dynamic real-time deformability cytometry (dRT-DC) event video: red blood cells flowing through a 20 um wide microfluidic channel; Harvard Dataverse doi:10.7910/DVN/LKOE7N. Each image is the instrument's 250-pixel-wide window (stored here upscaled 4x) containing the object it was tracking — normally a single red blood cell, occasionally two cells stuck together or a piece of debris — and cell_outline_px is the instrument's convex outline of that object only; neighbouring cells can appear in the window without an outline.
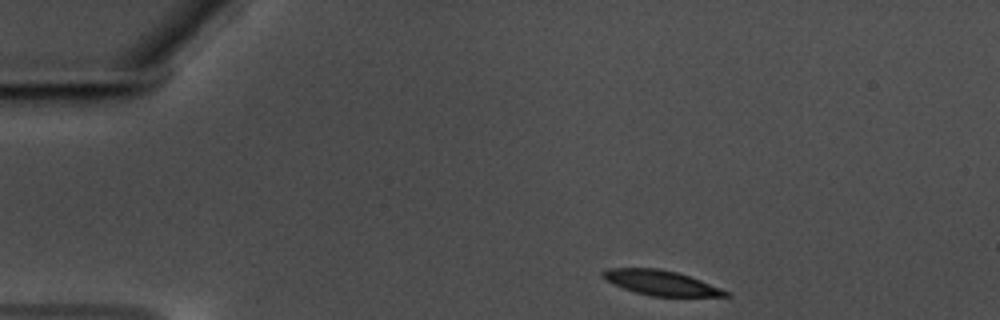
{"species": "common noctule bat (a hibernating species)", "species_latin": "Nyctalus noctula", "temperature_condition": "warm", "stored_images_in_passage": 42, "camera_frame_rate_fps": 3000, "um_per_image_px": 0.085, "animal": {"sex": "male", "body_mass_g": 17.5, "forearm_length_mm": 52.3}, "frame": {"image": 1, "passage_image": 1, "time_ms": 0.0, "image_size_px": [1000, 320], "cell_outline_px": [[732, 296], [652, 296], [636, 292], [624, 288], [600, 276], [600, 272], [608, 268], [660, 268], [676, 272], [700, 280], [732, 292]], "centroid_in_image_um": [56.21, 24.03], "position_along_channel_um": 28.8, "area_um2": 17.63}}
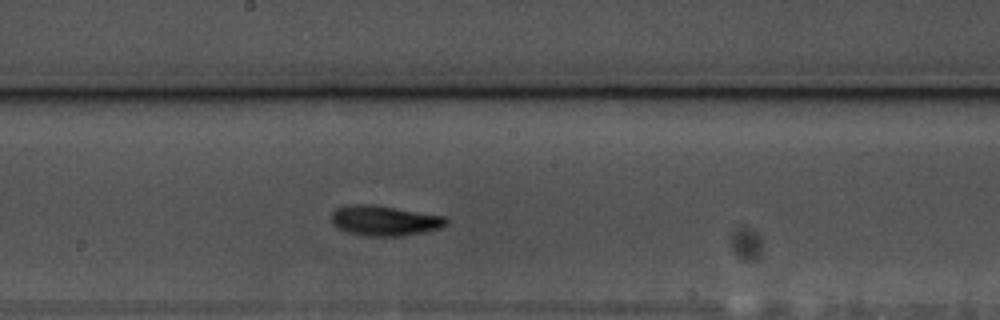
{"frame": {"image": 2, "passage_image": 23, "time_ms": 7.333, "image_size_px": [1000, 320], "cell_outline_px": [[448, 224], [440, 228], [424, 232], [400, 236], [368, 236], [348, 232], [336, 228], [332, 224], [332, 212], [336, 208], [348, 204], [372, 204], [444, 216], [448, 220]], "centroid_in_image_um": [32.66, 18.75], "position_along_channel_um": 215.5, "area_um2": 20.23}}
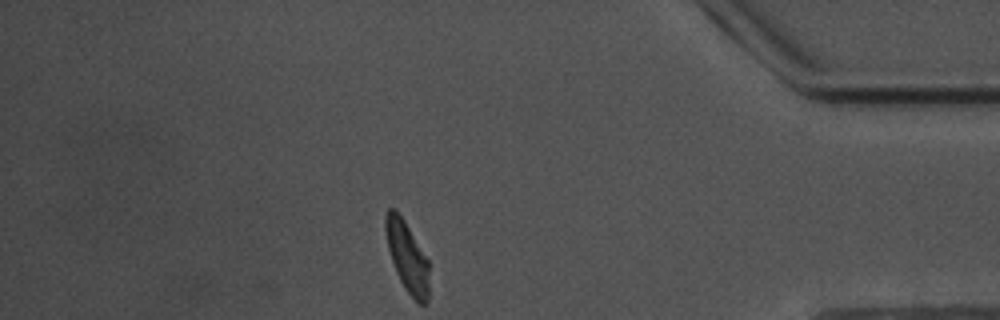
{"frame": {"image": 3, "passage_image": 42, "time_ms": 13.667, "image_size_px": [1000, 320], "cell_outline_px": [[428, 304], [420, 304], [404, 288], [396, 272], [388, 248], [384, 228], [384, 216], [388, 208], [396, 208], [404, 220], [428, 260]], "centroid_in_image_um": [34.58, 21.78], "position_along_channel_um": 400.6, "area_um2": 17.74}, "authors_computed_cell_mechanics": {"area_um2": 19.0162, "velocity_mm_per_s": 3.4742, "shape_relaxation_time_tau1_ms": 3.1726, "shape_relaxation_time_tau2_ms": 3.2071, "deformation_change_tau1": 0.1284, "deformation_change_tau2": 0.0816}}